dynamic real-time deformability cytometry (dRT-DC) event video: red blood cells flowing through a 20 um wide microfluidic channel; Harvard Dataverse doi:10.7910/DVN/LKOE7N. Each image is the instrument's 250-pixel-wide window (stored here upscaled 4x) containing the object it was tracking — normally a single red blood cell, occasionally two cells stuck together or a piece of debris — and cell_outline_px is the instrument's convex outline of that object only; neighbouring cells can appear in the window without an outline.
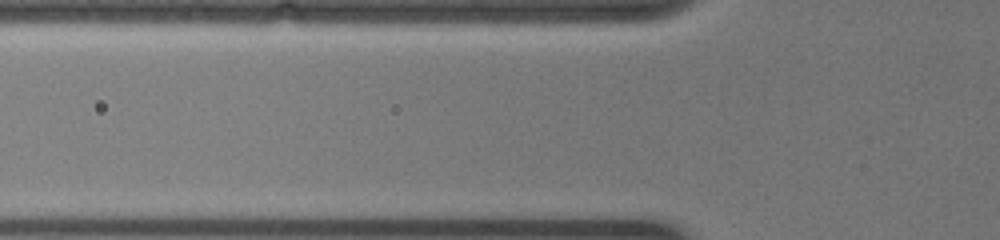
{"species": "common noctule bat (a hibernating species)", "species_latin": "Nyctalus noctula", "temperature_condition": "warm", "stored_images_in_passage": 8, "camera_frame_rate_fps": 3000, "um_per_image_px": 0.085, "animal": {"sex": "female", "body_mass_g": 19.0, "forearm_length_mm": 51.5}, "frame": {"image": 1, "passage_image": 4, "time_ms": 1.0, "image_size_px": [1000, 240], "cell_outline_px": [[268, 184], [244, 188], [148, 188], [132, 184], [132, 180], [164, 176], [232, 176], [260, 180]], "centroid_in_image_um": [16.81, 15.49], "position_along_channel_um": 109.0, "area_um2": 10.0}}